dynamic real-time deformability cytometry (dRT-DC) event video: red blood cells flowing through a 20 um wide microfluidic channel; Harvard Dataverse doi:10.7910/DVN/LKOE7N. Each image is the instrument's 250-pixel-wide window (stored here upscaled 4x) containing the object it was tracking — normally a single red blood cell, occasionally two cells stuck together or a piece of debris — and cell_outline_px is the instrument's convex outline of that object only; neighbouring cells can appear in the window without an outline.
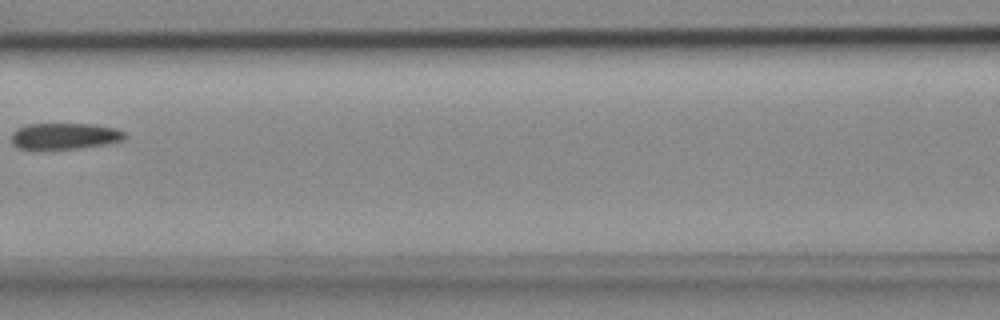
{"species": "common noctule bat (a hibernating species)", "species_latin": "Nyctalus noctula", "temperature_condition": "cold", "stored_images_in_passage": 4, "camera_frame_rate_fps": 3000, "um_per_image_px": 0.085, "animal": {"sex": "female", "body_mass_g": 18.4}, "frame": {"image": 1, "passage_image": 4, "time_ms": 1.0, "image_size_px": [1000, 320], "cell_outline_px": [[128, 136], [124, 140], [104, 144], [80, 148], [20, 148], [12, 144], [12, 132], [16, 128], [28, 124], [92, 124], [116, 128], [124, 132]], "centroid_in_image_um": [5.52, 11.55], "position_along_channel_um": 161.1, "area_um2": 17.17}}